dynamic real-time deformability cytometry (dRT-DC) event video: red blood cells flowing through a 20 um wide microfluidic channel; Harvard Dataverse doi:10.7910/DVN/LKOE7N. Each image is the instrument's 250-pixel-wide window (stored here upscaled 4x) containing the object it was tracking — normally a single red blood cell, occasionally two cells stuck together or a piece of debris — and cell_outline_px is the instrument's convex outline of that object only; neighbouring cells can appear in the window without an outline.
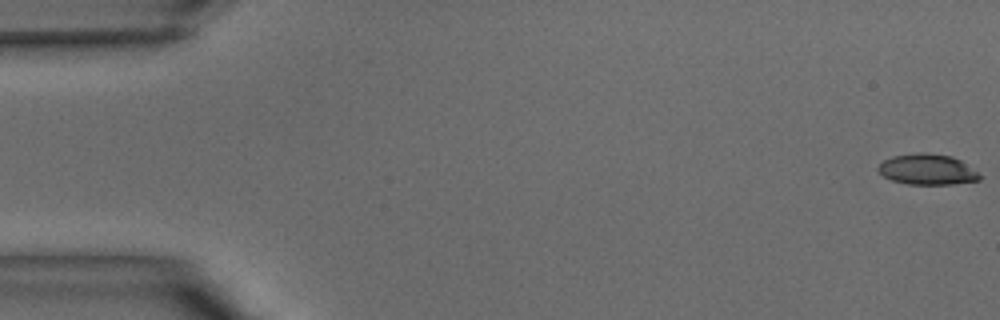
{"species": "common noctule bat (a hibernating species)", "species_latin": "Nyctalus noctula", "temperature_condition": "warm", "stored_images_in_passage": 40, "camera_frame_rate_fps": 3000, "um_per_image_px": 0.085, "animal": {"sex": "male", "body_mass_g": 15.6}, "frame": {"image": 1, "passage_image": 1, "time_ms": 0.0, "image_size_px": [1000, 320], "cell_outline_px": [[984, 176], [980, 180], [952, 184], [908, 184], [892, 180], [884, 176], [876, 168], [884, 160], [892, 156], [920, 152], [928, 152], [952, 156], [960, 160]], "centroid_in_image_um": [78.85, 14.39], "position_along_channel_um": 6.2, "area_um2": 18.21}}
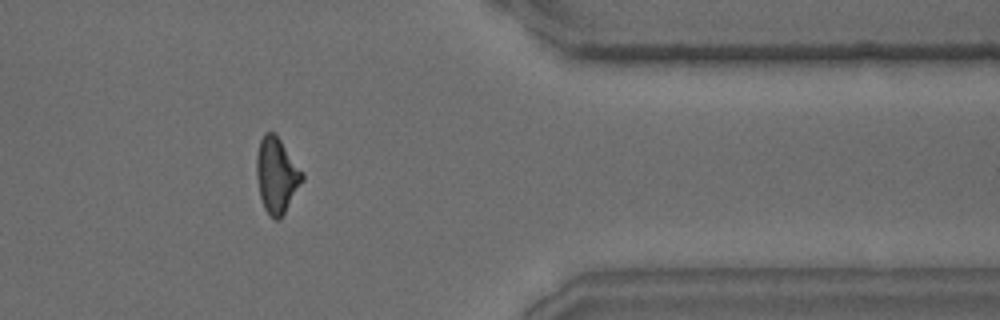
{"frame": {"image": 2, "passage_image": 33, "time_ms": 10.667, "image_size_px": [1000, 320], "cell_outline_px": [[304, 180], [280, 220], [272, 220], [264, 208], [260, 196], [256, 176], [256, 156], [260, 140], [264, 132], [276, 132], [304, 172]], "centroid_in_image_um": [23.53, 14.88], "position_along_channel_um": 387.9, "area_um2": 20.58}}
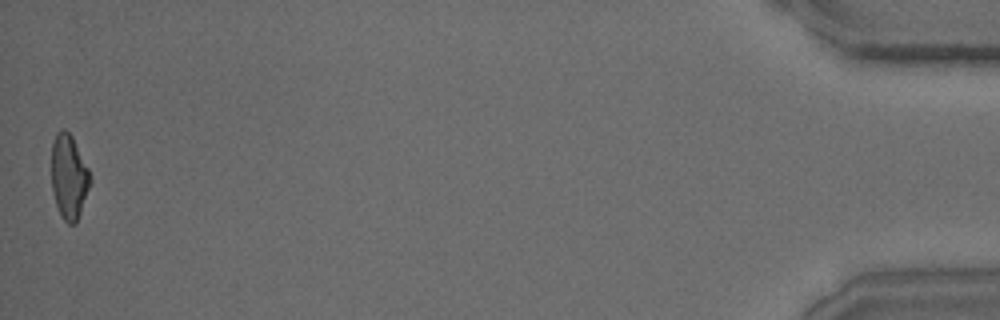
{"frame": {"image": 3, "passage_image": 40, "time_ms": 13.0, "image_size_px": [1000, 320], "cell_outline_px": [[92, 180], [76, 224], [68, 224], [60, 216], [56, 204], [52, 188], [52, 144], [56, 132], [60, 128], [64, 128], [72, 136], [88, 168]], "centroid_in_image_um": [5.86, 15.02], "position_along_channel_um": 429.3, "area_um2": 19.07}}